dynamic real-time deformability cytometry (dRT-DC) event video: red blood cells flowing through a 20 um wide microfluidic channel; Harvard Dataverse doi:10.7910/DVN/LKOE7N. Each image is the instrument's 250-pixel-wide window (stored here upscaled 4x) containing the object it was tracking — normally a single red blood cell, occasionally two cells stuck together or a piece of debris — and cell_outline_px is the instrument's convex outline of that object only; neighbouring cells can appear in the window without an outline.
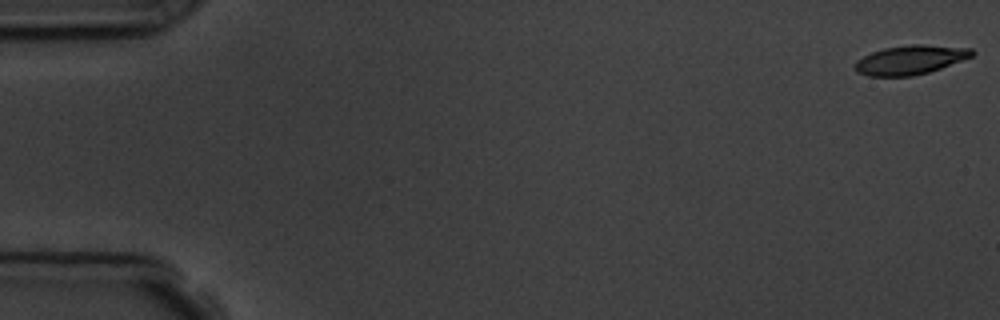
{"species": "common noctule bat (a hibernating species)", "species_latin": "Nyctalus noctula", "temperature_condition": "room temperature", "stored_images_in_passage": 6, "camera_frame_rate_fps": 3000, "um_per_image_px": 0.085, "animal": {"sex": "male", "body_mass_g": 19.5, "forearm_length_mm": 54.6}, "frame": {"image": 1, "passage_image": 1, "time_ms": 0.0, "image_size_px": [1000, 320], "cell_outline_px": [[976, 52], [972, 56], [940, 68], [928, 72], [912, 76], [868, 76], [856, 72], [856, 60], [872, 52], [884, 48], [912, 44], [924, 44], [972, 48]], "centroid_in_image_um": [77.38, 5.08], "position_along_channel_um": 7.6, "area_um2": 19.77}}
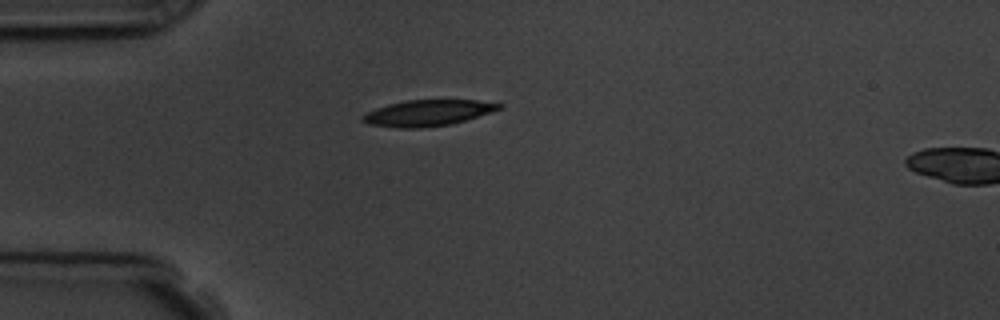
{"frame": {"image": 2, "passage_image": 5, "time_ms": 4.667, "image_size_px": [1000, 320], "cell_outline_px": [[504, 108], [452, 124], [420, 128], [396, 128], [368, 124], [360, 120], [360, 116], [376, 108], [388, 104], [408, 100], [476, 100], [504, 104]], "centroid_in_image_um": [36.35, 9.6], "position_along_channel_um": 48.6, "area_um2": 20.81}}